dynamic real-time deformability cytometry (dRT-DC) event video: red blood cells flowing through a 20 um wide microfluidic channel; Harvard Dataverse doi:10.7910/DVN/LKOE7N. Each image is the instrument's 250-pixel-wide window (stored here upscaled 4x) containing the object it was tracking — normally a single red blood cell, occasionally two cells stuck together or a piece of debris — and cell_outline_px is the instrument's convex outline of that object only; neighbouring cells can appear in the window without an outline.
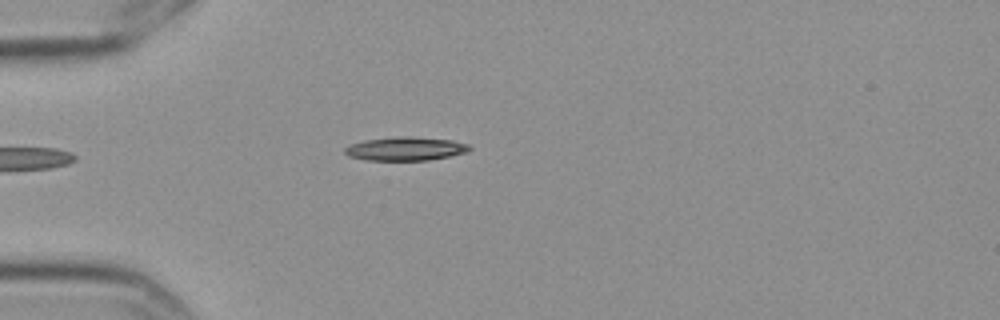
{"species": "Egyptian fruit bat (a non-hibernating species)", "species_latin": "Rousettus aegyptiacus", "temperature_condition": "cold", "stored_images_in_passage": 2, "camera_frame_rate_fps": 3000, "um_per_image_px": 0.085, "frame": {"image": 1, "passage_image": 2, "time_ms": 0.333, "image_size_px": [1000, 320], "cell_outline_px": [[472, 148], [468, 152], [428, 160], [368, 160], [348, 156], [344, 152], [344, 148], [352, 144], [364, 140], [452, 140], [468, 144]], "centroid_in_image_um": [34.47, 12.71], "position_along_channel_um": 50.5, "area_um2": 15.66}}